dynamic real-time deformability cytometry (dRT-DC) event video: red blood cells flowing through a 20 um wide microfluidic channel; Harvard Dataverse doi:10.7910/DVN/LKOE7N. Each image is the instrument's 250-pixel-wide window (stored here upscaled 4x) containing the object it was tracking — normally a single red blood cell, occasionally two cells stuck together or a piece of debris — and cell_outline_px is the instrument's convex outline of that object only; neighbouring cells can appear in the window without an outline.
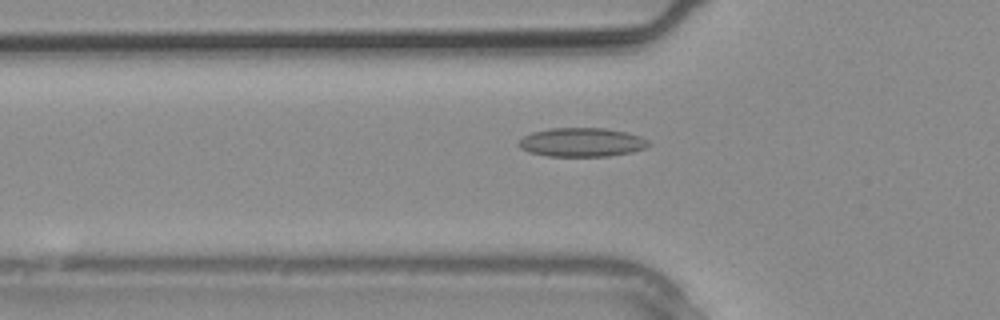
{"species": "common noctule bat (a hibernating species)", "species_latin": "Nyctalus noctula", "temperature_condition": "warm", "stored_images_in_passage": 5, "camera_frame_rate_fps": 3000, "um_per_image_px": 0.085, "animal": {"sex": "male", "body_mass_g": 20.4}, "frame": {"image": 1, "passage_image": 5, "time_ms": 1.333, "image_size_px": [1000, 320], "cell_outline_px": [[652, 144], [644, 148], [632, 152], [608, 156], [548, 156], [528, 152], [520, 148], [516, 144], [524, 136], [532, 132], [548, 128], [604, 128], [628, 132], [640, 136], [648, 140]], "centroid_in_image_um": [49.45, 12.09], "position_along_channel_um": 76.4, "area_um2": 22.02}}